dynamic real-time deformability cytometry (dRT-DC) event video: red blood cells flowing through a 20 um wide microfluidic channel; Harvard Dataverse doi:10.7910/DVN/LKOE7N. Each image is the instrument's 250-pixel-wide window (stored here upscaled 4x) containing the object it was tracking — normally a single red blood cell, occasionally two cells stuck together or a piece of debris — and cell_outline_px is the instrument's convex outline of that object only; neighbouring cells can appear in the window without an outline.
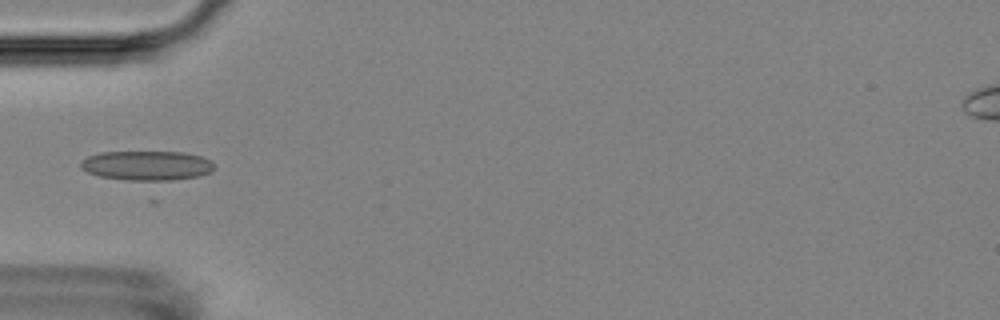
{"species": "Egyptian fruit bat (a non-hibernating species)", "species_latin": "Rousettus aegyptiacus", "temperature_condition": "room temperature", "stored_images_in_passage": 5, "camera_frame_rate_fps": 3000, "um_per_image_px": 0.085, "animal": {"sex": "female"}, "frame": {"image": 1, "passage_image": 5, "time_ms": 4.333, "image_size_px": [1000, 320], "cell_outline_px": [[212, 172], [200, 176], [156, 184], [148, 184], [100, 176], [88, 172], [80, 168], [80, 164], [88, 156], [100, 152], [184, 152], [200, 156], [212, 160]], "centroid_in_image_um": [12.52, 14.13], "position_along_channel_um": 72.5, "area_um2": 23.93}}